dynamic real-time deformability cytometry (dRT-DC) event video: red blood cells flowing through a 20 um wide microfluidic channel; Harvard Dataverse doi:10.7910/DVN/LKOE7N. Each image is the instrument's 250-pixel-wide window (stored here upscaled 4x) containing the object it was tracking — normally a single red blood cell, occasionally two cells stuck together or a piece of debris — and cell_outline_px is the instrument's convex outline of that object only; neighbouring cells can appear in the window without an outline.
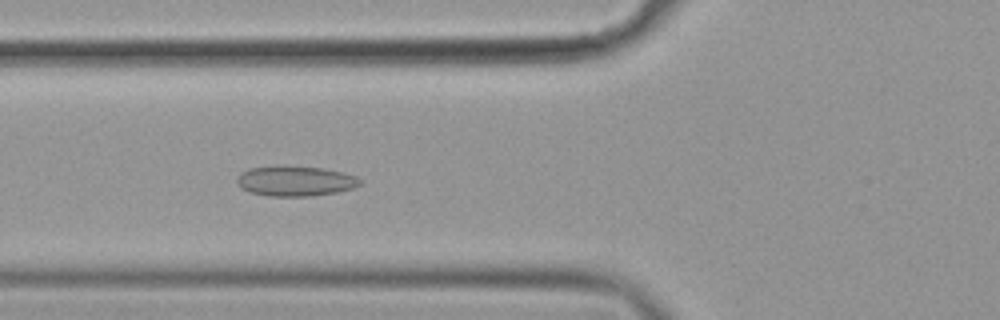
{"species": "common noctule bat (a hibernating species)", "species_latin": "Nyctalus noctula", "temperature_condition": "cold", "stored_images_in_passage": 29, "camera_frame_rate_fps": 3000, "um_per_image_px": 0.085, "animal": {"sex": "female", "body_mass_g": 19.9}, "frame": {"image": 1, "passage_image": 9, "time_ms": 2.667, "image_size_px": [1000, 320], "cell_outline_px": [[360, 184], [352, 188], [336, 192], [312, 196], [268, 196], [248, 192], [240, 188], [236, 184], [236, 176], [240, 172], [248, 168], [320, 168], [344, 172], [356, 176], [360, 180]], "centroid_in_image_um": [25.05, 15.43], "position_along_channel_um": 100.7, "area_um2": 21.1}}
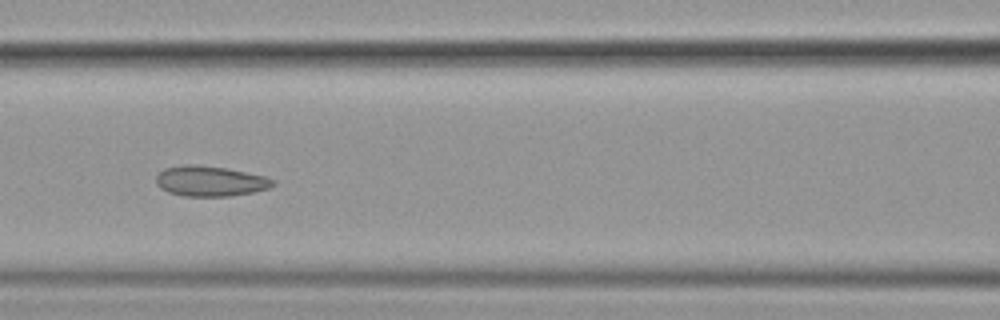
{"frame": {"image": 2, "passage_image": 13, "time_ms": 4.0, "image_size_px": [1000, 320], "cell_outline_px": [[276, 184], [268, 188], [252, 192], [228, 196], [184, 196], [168, 192], [160, 188], [156, 184], [156, 176], [164, 168], [184, 164], [192, 164], [228, 168], [264, 176], [276, 180]], "centroid_in_image_um": [17.85, 15.39], "position_along_channel_um": 148.7, "area_um2": 20.69}}